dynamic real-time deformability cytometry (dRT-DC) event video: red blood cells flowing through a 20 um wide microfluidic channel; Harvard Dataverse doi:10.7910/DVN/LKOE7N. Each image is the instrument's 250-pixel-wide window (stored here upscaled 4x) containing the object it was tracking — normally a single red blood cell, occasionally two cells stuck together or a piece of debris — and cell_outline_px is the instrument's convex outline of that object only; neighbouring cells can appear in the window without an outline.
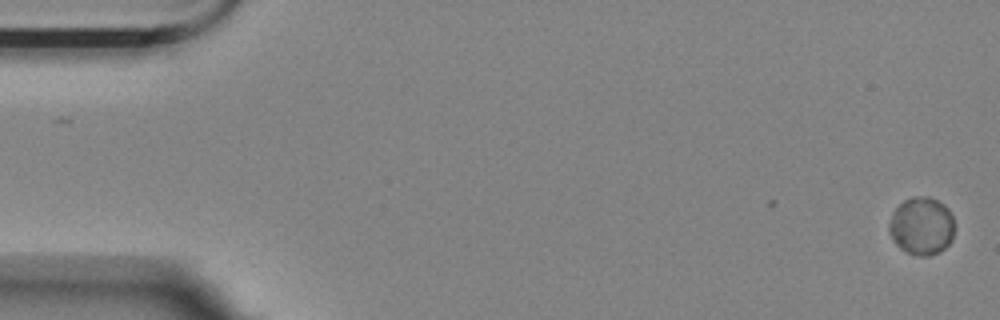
{"species": "Egyptian fruit bat (a non-hibernating species)", "species_latin": "Rousettus aegyptiacus", "temperature_condition": "room temperature", "stored_images_in_passage": 2, "camera_frame_rate_fps": 3000, "um_per_image_px": 0.085, "animal": {"sex": "female"}, "frame": {"image": 1, "passage_image": 2, "time_ms": 0.333, "image_size_px": [1000, 320], "cell_outline_px": [[952, 240], [940, 252], [928, 256], [920, 256], [908, 252], [900, 248], [896, 244], [888, 228], [888, 224], [892, 212], [904, 200], [912, 196], [928, 196], [944, 204], [948, 208], [952, 216]], "centroid_in_image_um": [78.32, 19.2], "position_along_channel_um": 6.7, "area_um2": 21.91}}